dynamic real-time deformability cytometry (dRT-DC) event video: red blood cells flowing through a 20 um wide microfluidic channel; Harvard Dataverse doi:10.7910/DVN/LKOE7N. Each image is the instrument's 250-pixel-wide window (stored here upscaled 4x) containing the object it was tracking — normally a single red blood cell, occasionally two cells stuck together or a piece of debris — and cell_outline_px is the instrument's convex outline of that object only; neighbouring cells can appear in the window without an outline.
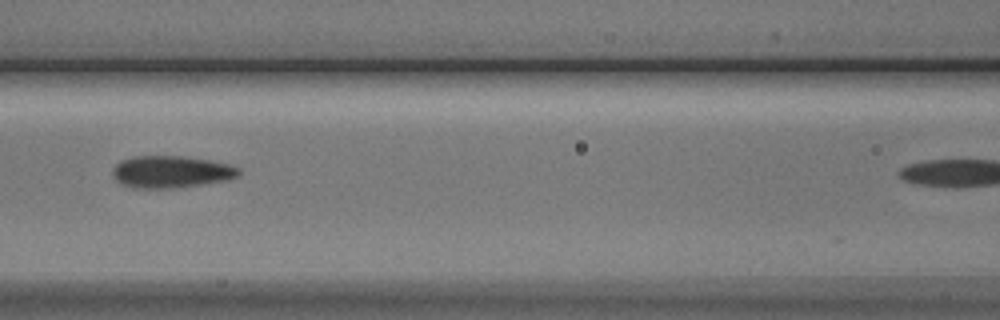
{"species": "Egyptian fruit bat (a non-hibernating species)", "species_latin": "Rousettus aegyptiacus", "temperature_condition": "cold", "stored_images_in_passage": 4, "camera_frame_rate_fps": 3000, "um_per_image_px": 0.085, "animal": {"sex": "male"}, "frame": {"image": 1, "passage_image": 3, "time_ms": 2.333, "image_size_px": [1000, 320], "cell_outline_px": [[240, 172], [236, 176], [228, 180], [204, 184], [176, 188], [132, 188], [120, 184], [116, 180], [112, 172], [112, 168], [120, 160], [132, 156], [184, 156], [208, 160], [228, 164], [240, 168]], "centroid_in_image_um": [14.51, 14.61], "position_along_channel_um": 152.1, "area_um2": 23.76}}